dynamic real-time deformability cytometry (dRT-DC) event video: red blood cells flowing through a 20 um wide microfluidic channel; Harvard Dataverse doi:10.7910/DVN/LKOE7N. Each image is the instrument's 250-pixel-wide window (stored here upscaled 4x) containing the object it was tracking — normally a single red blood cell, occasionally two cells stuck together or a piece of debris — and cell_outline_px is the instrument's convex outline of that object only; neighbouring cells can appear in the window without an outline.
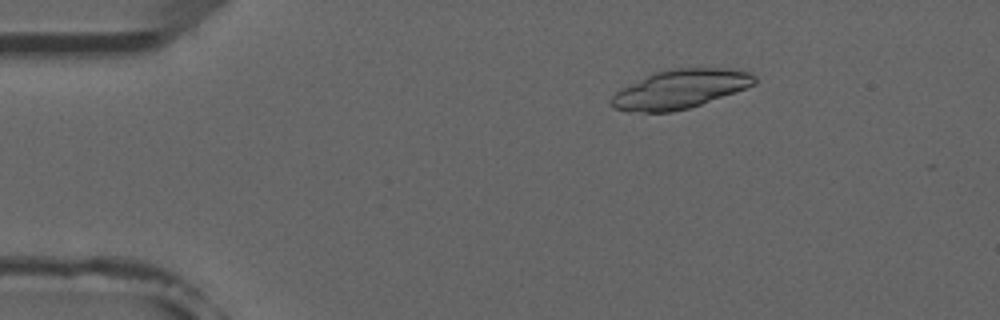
{"species": "common noctule bat (a hibernating species)", "species_latin": "Nyctalus noctula", "temperature_condition": "room temperature", "stored_images_in_passage": 5, "camera_frame_rate_fps": 3000, "um_per_image_px": 0.085, "animal": {"sex": "male", "forearm_length_mm": 52.5}, "frame": {"image": 1, "passage_image": 1, "time_ms": 0.0, "image_size_px": [1000, 320], "cell_outline_px": [[756, 84], [736, 92], [688, 108], [672, 112], [628, 112], [616, 108], [608, 104], [608, 100], [620, 88], [656, 72], [672, 68], [728, 68], [748, 72], [756, 76]], "centroid_in_image_um": [57.79, 7.58], "position_along_channel_um": 27.2, "area_um2": 32.43}}